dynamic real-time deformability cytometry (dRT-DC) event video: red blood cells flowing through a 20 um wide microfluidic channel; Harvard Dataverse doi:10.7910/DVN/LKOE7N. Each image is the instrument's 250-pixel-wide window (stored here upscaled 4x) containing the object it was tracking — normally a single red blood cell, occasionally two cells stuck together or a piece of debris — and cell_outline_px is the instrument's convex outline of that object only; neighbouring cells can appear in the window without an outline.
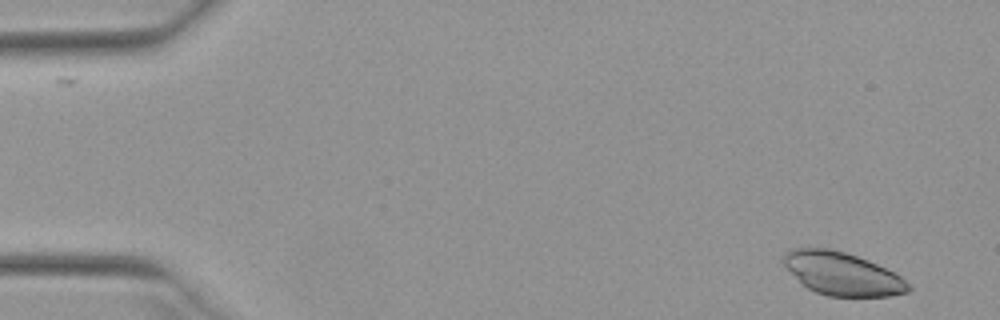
{"species": "Egyptian fruit bat (a non-hibernating species)", "species_latin": "Rousettus aegyptiacus", "temperature_condition": "warm", "stored_images_in_passage": 22, "camera_frame_rate_fps": 3000, "um_per_image_px": 0.085, "animal": {"sex": "female"}, "frame": {"image": 1, "passage_image": 1, "time_ms": 0.0, "image_size_px": [1000, 320], "cell_outline_px": [[912, 288], [908, 292], [888, 296], [828, 296], [816, 292], [808, 288], [784, 264], [784, 252], [788, 248], [828, 248], [844, 252], [868, 260], [896, 272]], "centroid_in_image_um": [71.62, 23.26], "position_along_channel_um": 13.4, "area_um2": 30.92}}
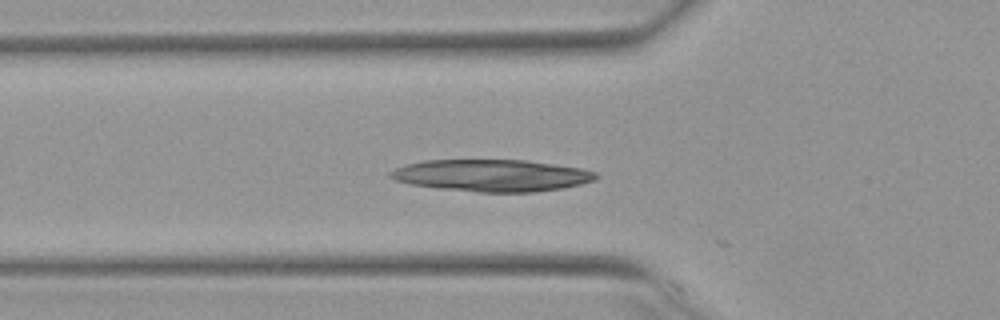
{"frame": {"image": 2, "passage_image": 16, "time_ms": 5.0, "image_size_px": [1000, 320], "cell_outline_px": [[600, 176], [596, 180], [564, 188], [532, 192], [476, 192], [436, 188], [412, 184], [396, 180], [388, 176], [388, 172], [396, 168], [408, 164], [424, 160], [524, 160], [580, 168], [596, 172]], "centroid_in_image_um": [41.81, 14.92], "position_along_channel_um": 84.0, "area_um2": 38.21}}
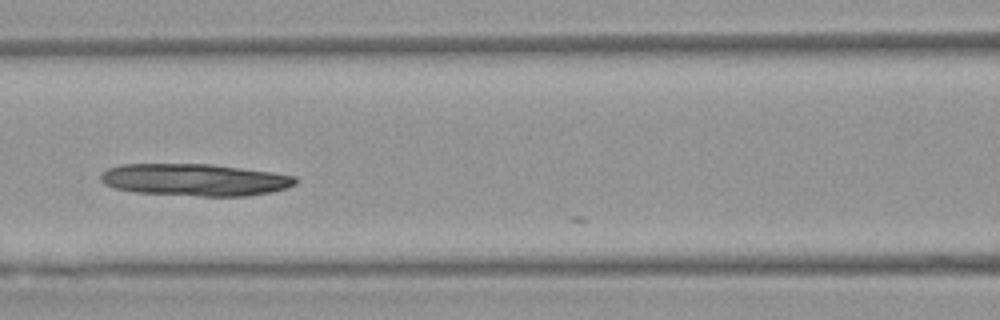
{"frame": {"image": 3, "passage_image": 21, "time_ms": 6.667, "image_size_px": [1000, 320], "cell_outline_px": [[300, 180], [296, 184], [288, 188], [272, 192], [248, 196], [200, 196], [132, 192], [116, 188], [104, 184], [100, 180], [100, 176], [108, 168], [124, 164], [212, 164], [272, 172], [296, 176]], "centroid_in_image_um": [16.61, 15.29], "position_along_channel_um": 150.0, "area_um2": 36.7}}